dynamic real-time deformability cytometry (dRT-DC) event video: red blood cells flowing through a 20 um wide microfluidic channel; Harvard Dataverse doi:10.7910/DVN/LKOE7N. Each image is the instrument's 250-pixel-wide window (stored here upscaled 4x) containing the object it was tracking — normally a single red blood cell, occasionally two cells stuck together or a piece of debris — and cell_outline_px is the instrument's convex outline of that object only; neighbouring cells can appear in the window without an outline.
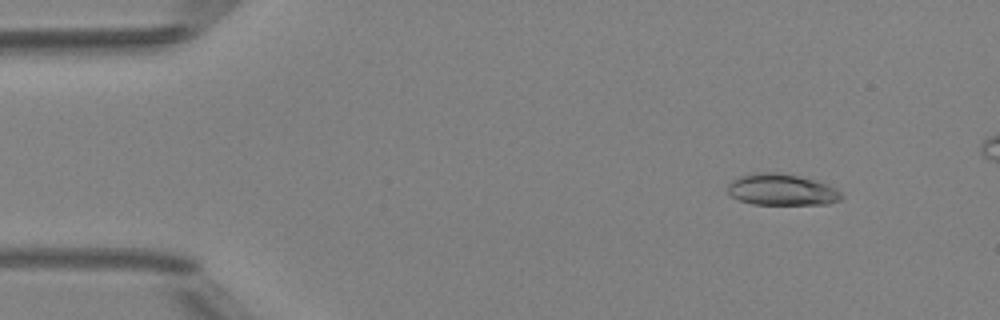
{"species": "Egyptian fruit bat (a non-hibernating species)", "species_latin": "Rousettus aegyptiacus", "temperature_condition": "room temperature", "stored_images_in_passage": 6, "camera_frame_rate_fps": 3000, "um_per_image_px": 0.085, "animal": {"sex": "female"}, "frame": {"image": 1, "passage_image": 2, "time_ms": 1.0, "image_size_px": [1000, 320], "cell_outline_px": [[844, 196], [840, 200], [828, 204], [752, 204], [740, 200], [732, 196], [728, 192], [728, 184], [732, 180], [740, 176], [752, 172], [780, 172], [816, 180], [828, 184], [836, 188]], "centroid_in_image_um": [66.46, 16.11], "position_along_channel_um": 18.5, "area_um2": 20.98}}
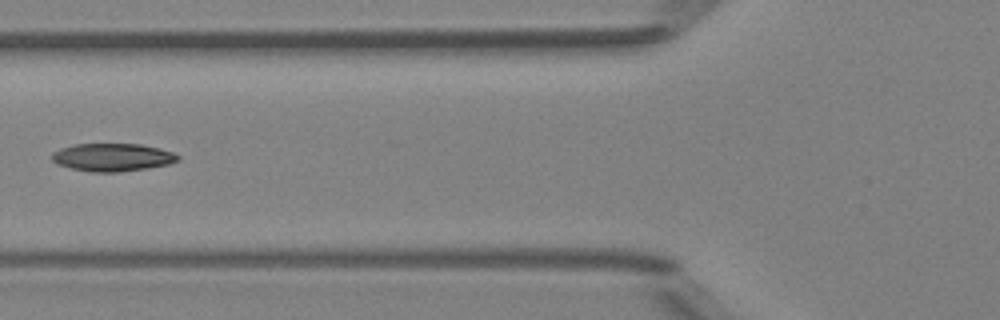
{"frame": {"image": 2, "passage_image": 6, "time_ms": 5.667, "image_size_px": [1000, 320], "cell_outline_px": [[180, 160], [168, 164], [148, 168], [120, 172], [92, 172], [72, 168], [56, 164], [52, 160], [52, 152], [60, 148], [76, 144], [140, 144], [160, 148], [172, 152], [180, 156]], "centroid_in_image_um": [9.57, 13.37], "position_along_channel_um": 116.2, "area_um2": 20.52}}